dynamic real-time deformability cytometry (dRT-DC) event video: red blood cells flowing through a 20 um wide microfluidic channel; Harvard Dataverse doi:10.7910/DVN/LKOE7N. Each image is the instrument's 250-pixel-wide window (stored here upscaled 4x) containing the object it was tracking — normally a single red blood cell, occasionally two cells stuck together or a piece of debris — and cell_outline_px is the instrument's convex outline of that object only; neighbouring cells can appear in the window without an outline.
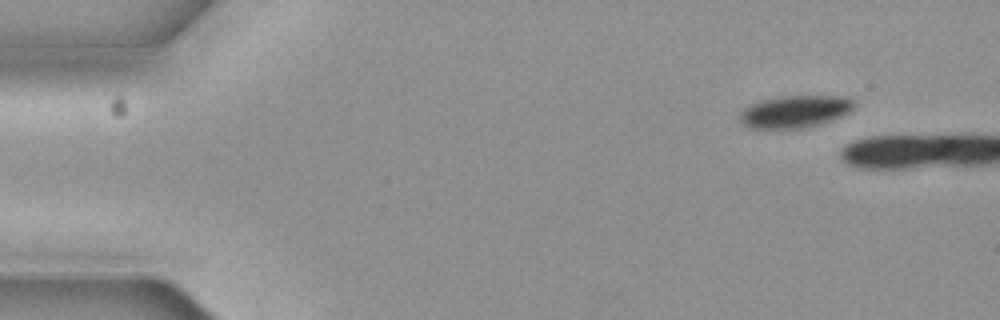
{"species": "common noctule bat (a hibernating species)", "species_latin": "Nyctalus noctula", "temperature_condition": "cold", "stored_images_in_passage": 2, "camera_frame_rate_fps": 3000, "um_per_image_px": 0.085, "animal": {"sex": "female", "body_mass_g": 19.3, "forearm_length_mm": 54.1}, "frame": {"image": 1, "passage_image": 1, "time_ms": 0.0, "image_size_px": [1000, 320], "cell_outline_px": [[856, 104], [848, 112], [832, 120], [816, 124], [796, 128], [752, 128], [744, 124], [740, 120], [740, 112], [748, 104], [760, 100], [776, 96], [844, 96], [852, 100]], "centroid_in_image_um": [67.53, 9.45], "position_along_channel_um": 17.5, "area_um2": 21.27}}